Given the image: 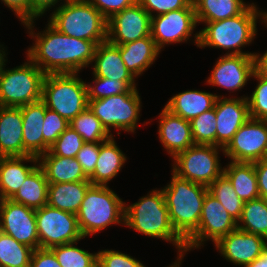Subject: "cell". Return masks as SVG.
I'll return each mask as SVG.
<instances>
[{
    "label": "cell",
    "mask_w": 267,
    "mask_h": 267,
    "mask_svg": "<svg viewBox=\"0 0 267 267\" xmlns=\"http://www.w3.org/2000/svg\"><path fill=\"white\" fill-rule=\"evenodd\" d=\"M34 21L23 24L28 29L29 37L35 39L26 53L45 74L80 73L93 64L97 47L95 42L62 34L49 22L44 31L35 33Z\"/></svg>",
    "instance_id": "cell-1"
},
{
    "label": "cell",
    "mask_w": 267,
    "mask_h": 267,
    "mask_svg": "<svg viewBox=\"0 0 267 267\" xmlns=\"http://www.w3.org/2000/svg\"><path fill=\"white\" fill-rule=\"evenodd\" d=\"M256 4L250 5L234 17L216 22H203L205 28L194 34V43L199 48L214 47L228 50L225 55H250L256 53L243 52L242 47L252 43L257 35V20L267 26V12L258 10Z\"/></svg>",
    "instance_id": "cell-2"
},
{
    "label": "cell",
    "mask_w": 267,
    "mask_h": 267,
    "mask_svg": "<svg viewBox=\"0 0 267 267\" xmlns=\"http://www.w3.org/2000/svg\"><path fill=\"white\" fill-rule=\"evenodd\" d=\"M124 225L147 237L172 243L178 251L177 260L185 257V240L172 226L162 189L152 190L134 204L125 203Z\"/></svg>",
    "instance_id": "cell-3"
},
{
    "label": "cell",
    "mask_w": 267,
    "mask_h": 267,
    "mask_svg": "<svg viewBox=\"0 0 267 267\" xmlns=\"http://www.w3.org/2000/svg\"><path fill=\"white\" fill-rule=\"evenodd\" d=\"M162 191L174 230L186 240L199 226L208 187L180 178L172 172Z\"/></svg>",
    "instance_id": "cell-4"
},
{
    "label": "cell",
    "mask_w": 267,
    "mask_h": 267,
    "mask_svg": "<svg viewBox=\"0 0 267 267\" xmlns=\"http://www.w3.org/2000/svg\"><path fill=\"white\" fill-rule=\"evenodd\" d=\"M49 17L60 33L95 42L107 41V19L88 0H64Z\"/></svg>",
    "instance_id": "cell-5"
},
{
    "label": "cell",
    "mask_w": 267,
    "mask_h": 267,
    "mask_svg": "<svg viewBox=\"0 0 267 267\" xmlns=\"http://www.w3.org/2000/svg\"><path fill=\"white\" fill-rule=\"evenodd\" d=\"M125 201L109 186L91 185L77 215L82 236L96 234L109 225L124 224Z\"/></svg>",
    "instance_id": "cell-6"
},
{
    "label": "cell",
    "mask_w": 267,
    "mask_h": 267,
    "mask_svg": "<svg viewBox=\"0 0 267 267\" xmlns=\"http://www.w3.org/2000/svg\"><path fill=\"white\" fill-rule=\"evenodd\" d=\"M78 73L46 74L42 101L46 108L71 121L88 107L87 85Z\"/></svg>",
    "instance_id": "cell-7"
},
{
    "label": "cell",
    "mask_w": 267,
    "mask_h": 267,
    "mask_svg": "<svg viewBox=\"0 0 267 267\" xmlns=\"http://www.w3.org/2000/svg\"><path fill=\"white\" fill-rule=\"evenodd\" d=\"M45 75L28 57L20 66L4 68L0 74V106L22 107L42 100Z\"/></svg>",
    "instance_id": "cell-8"
},
{
    "label": "cell",
    "mask_w": 267,
    "mask_h": 267,
    "mask_svg": "<svg viewBox=\"0 0 267 267\" xmlns=\"http://www.w3.org/2000/svg\"><path fill=\"white\" fill-rule=\"evenodd\" d=\"M137 88L128 92L97 100H88V107L111 134V128L135 133L141 111V98Z\"/></svg>",
    "instance_id": "cell-9"
},
{
    "label": "cell",
    "mask_w": 267,
    "mask_h": 267,
    "mask_svg": "<svg viewBox=\"0 0 267 267\" xmlns=\"http://www.w3.org/2000/svg\"><path fill=\"white\" fill-rule=\"evenodd\" d=\"M219 151L224 152V148L195 144L173 158L172 172L180 178L208 187L224 173Z\"/></svg>",
    "instance_id": "cell-10"
},
{
    "label": "cell",
    "mask_w": 267,
    "mask_h": 267,
    "mask_svg": "<svg viewBox=\"0 0 267 267\" xmlns=\"http://www.w3.org/2000/svg\"><path fill=\"white\" fill-rule=\"evenodd\" d=\"M40 248L79 242L82 236L77 215L51 207L48 204L35 211Z\"/></svg>",
    "instance_id": "cell-11"
},
{
    "label": "cell",
    "mask_w": 267,
    "mask_h": 267,
    "mask_svg": "<svg viewBox=\"0 0 267 267\" xmlns=\"http://www.w3.org/2000/svg\"><path fill=\"white\" fill-rule=\"evenodd\" d=\"M237 229V221L209 192L206 193L198 228L185 240L186 253L200 248L205 241L216 244L221 238Z\"/></svg>",
    "instance_id": "cell-12"
},
{
    "label": "cell",
    "mask_w": 267,
    "mask_h": 267,
    "mask_svg": "<svg viewBox=\"0 0 267 267\" xmlns=\"http://www.w3.org/2000/svg\"><path fill=\"white\" fill-rule=\"evenodd\" d=\"M234 162L254 163L267 158V120L249 118L224 148Z\"/></svg>",
    "instance_id": "cell-13"
},
{
    "label": "cell",
    "mask_w": 267,
    "mask_h": 267,
    "mask_svg": "<svg viewBox=\"0 0 267 267\" xmlns=\"http://www.w3.org/2000/svg\"><path fill=\"white\" fill-rule=\"evenodd\" d=\"M193 2L186 8L151 17L150 35L157 48L188 41L197 26Z\"/></svg>",
    "instance_id": "cell-14"
},
{
    "label": "cell",
    "mask_w": 267,
    "mask_h": 267,
    "mask_svg": "<svg viewBox=\"0 0 267 267\" xmlns=\"http://www.w3.org/2000/svg\"><path fill=\"white\" fill-rule=\"evenodd\" d=\"M35 211L11 199H3L0 207V231L34 250L40 248Z\"/></svg>",
    "instance_id": "cell-15"
},
{
    "label": "cell",
    "mask_w": 267,
    "mask_h": 267,
    "mask_svg": "<svg viewBox=\"0 0 267 267\" xmlns=\"http://www.w3.org/2000/svg\"><path fill=\"white\" fill-rule=\"evenodd\" d=\"M107 41L122 45L150 36V14L138 3L125 8L107 20Z\"/></svg>",
    "instance_id": "cell-16"
},
{
    "label": "cell",
    "mask_w": 267,
    "mask_h": 267,
    "mask_svg": "<svg viewBox=\"0 0 267 267\" xmlns=\"http://www.w3.org/2000/svg\"><path fill=\"white\" fill-rule=\"evenodd\" d=\"M255 70V56L224 54L216 61L206 82L233 92L242 89Z\"/></svg>",
    "instance_id": "cell-17"
},
{
    "label": "cell",
    "mask_w": 267,
    "mask_h": 267,
    "mask_svg": "<svg viewBox=\"0 0 267 267\" xmlns=\"http://www.w3.org/2000/svg\"><path fill=\"white\" fill-rule=\"evenodd\" d=\"M247 97H217L214 105L217 123L216 146L225 148L238 129L250 118Z\"/></svg>",
    "instance_id": "cell-18"
},
{
    "label": "cell",
    "mask_w": 267,
    "mask_h": 267,
    "mask_svg": "<svg viewBox=\"0 0 267 267\" xmlns=\"http://www.w3.org/2000/svg\"><path fill=\"white\" fill-rule=\"evenodd\" d=\"M266 245V238L238 228L214 244L221 256L225 257L224 259L243 267L259 257Z\"/></svg>",
    "instance_id": "cell-19"
},
{
    "label": "cell",
    "mask_w": 267,
    "mask_h": 267,
    "mask_svg": "<svg viewBox=\"0 0 267 267\" xmlns=\"http://www.w3.org/2000/svg\"><path fill=\"white\" fill-rule=\"evenodd\" d=\"M158 117V137L162 146L172 158L195 145L190 121L172 114L165 107Z\"/></svg>",
    "instance_id": "cell-20"
},
{
    "label": "cell",
    "mask_w": 267,
    "mask_h": 267,
    "mask_svg": "<svg viewBox=\"0 0 267 267\" xmlns=\"http://www.w3.org/2000/svg\"><path fill=\"white\" fill-rule=\"evenodd\" d=\"M23 119V156L39 158L49 151L43 141L45 103L40 100L21 107Z\"/></svg>",
    "instance_id": "cell-21"
},
{
    "label": "cell",
    "mask_w": 267,
    "mask_h": 267,
    "mask_svg": "<svg viewBox=\"0 0 267 267\" xmlns=\"http://www.w3.org/2000/svg\"><path fill=\"white\" fill-rule=\"evenodd\" d=\"M23 156L21 107L0 106V157Z\"/></svg>",
    "instance_id": "cell-22"
},
{
    "label": "cell",
    "mask_w": 267,
    "mask_h": 267,
    "mask_svg": "<svg viewBox=\"0 0 267 267\" xmlns=\"http://www.w3.org/2000/svg\"><path fill=\"white\" fill-rule=\"evenodd\" d=\"M26 161V162H25ZM34 163L25 165V163ZM39 165L34 156L0 157V193L3 199H11L27 176Z\"/></svg>",
    "instance_id": "cell-23"
},
{
    "label": "cell",
    "mask_w": 267,
    "mask_h": 267,
    "mask_svg": "<svg viewBox=\"0 0 267 267\" xmlns=\"http://www.w3.org/2000/svg\"><path fill=\"white\" fill-rule=\"evenodd\" d=\"M93 62V76L119 81H136L134 75L125 66L119 45H113L108 41L98 44Z\"/></svg>",
    "instance_id": "cell-24"
},
{
    "label": "cell",
    "mask_w": 267,
    "mask_h": 267,
    "mask_svg": "<svg viewBox=\"0 0 267 267\" xmlns=\"http://www.w3.org/2000/svg\"><path fill=\"white\" fill-rule=\"evenodd\" d=\"M217 97H224L206 91L187 90L169 99L165 108L172 114L191 121L203 112L214 108Z\"/></svg>",
    "instance_id": "cell-25"
},
{
    "label": "cell",
    "mask_w": 267,
    "mask_h": 267,
    "mask_svg": "<svg viewBox=\"0 0 267 267\" xmlns=\"http://www.w3.org/2000/svg\"><path fill=\"white\" fill-rule=\"evenodd\" d=\"M38 162L49 184L89 181L76 158L46 152L38 158Z\"/></svg>",
    "instance_id": "cell-26"
},
{
    "label": "cell",
    "mask_w": 267,
    "mask_h": 267,
    "mask_svg": "<svg viewBox=\"0 0 267 267\" xmlns=\"http://www.w3.org/2000/svg\"><path fill=\"white\" fill-rule=\"evenodd\" d=\"M126 68L135 78L141 76L157 59L160 50L150 36L119 45Z\"/></svg>",
    "instance_id": "cell-27"
},
{
    "label": "cell",
    "mask_w": 267,
    "mask_h": 267,
    "mask_svg": "<svg viewBox=\"0 0 267 267\" xmlns=\"http://www.w3.org/2000/svg\"><path fill=\"white\" fill-rule=\"evenodd\" d=\"M127 157L117 146L114 136L100 142L99 157L94 173L89 177L92 185L107 186L118 175Z\"/></svg>",
    "instance_id": "cell-28"
},
{
    "label": "cell",
    "mask_w": 267,
    "mask_h": 267,
    "mask_svg": "<svg viewBox=\"0 0 267 267\" xmlns=\"http://www.w3.org/2000/svg\"><path fill=\"white\" fill-rule=\"evenodd\" d=\"M90 181L54 183L48 185V202L51 207L77 214Z\"/></svg>",
    "instance_id": "cell-29"
},
{
    "label": "cell",
    "mask_w": 267,
    "mask_h": 267,
    "mask_svg": "<svg viewBox=\"0 0 267 267\" xmlns=\"http://www.w3.org/2000/svg\"><path fill=\"white\" fill-rule=\"evenodd\" d=\"M223 168V174L243 202L260 198L254 163L230 161Z\"/></svg>",
    "instance_id": "cell-30"
},
{
    "label": "cell",
    "mask_w": 267,
    "mask_h": 267,
    "mask_svg": "<svg viewBox=\"0 0 267 267\" xmlns=\"http://www.w3.org/2000/svg\"><path fill=\"white\" fill-rule=\"evenodd\" d=\"M48 181L42 168L38 165L25 179L17 193L11 198L16 203L37 210L47 205Z\"/></svg>",
    "instance_id": "cell-31"
},
{
    "label": "cell",
    "mask_w": 267,
    "mask_h": 267,
    "mask_svg": "<svg viewBox=\"0 0 267 267\" xmlns=\"http://www.w3.org/2000/svg\"><path fill=\"white\" fill-rule=\"evenodd\" d=\"M192 2L198 24L234 17L250 5L243 0H193Z\"/></svg>",
    "instance_id": "cell-32"
},
{
    "label": "cell",
    "mask_w": 267,
    "mask_h": 267,
    "mask_svg": "<svg viewBox=\"0 0 267 267\" xmlns=\"http://www.w3.org/2000/svg\"><path fill=\"white\" fill-rule=\"evenodd\" d=\"M237 228L267 239V200L257 198L244 202Z\"/></svg>",
    "instance_id": "cell-33"
},
{
    "label": "cell",
    "mask_w": 267,
    "mask_h": 267,
    "mask_svg": "<svg viewBox=\"0 0 267 267\" xmlns=\"http://www.w3.org/2000/svg\"><path fill=\"white\" fill-rule=\"evenodd\" d=\"M33 250L0 231V267H30Z\"/></svg>",
    "instance_id": "cell-34"
},
{
    "label": "cell",
    "mask_w": 267,
    "mask_h": 267,
    "mask_svg": "<svg viewBox=\"0 0 267 267\" xmlns=\"http://www.w3.org/2000/svg\"><path fill=\"white\" fill-rule=\"evenodd\" d=\"M69 126L74 129L87 143H100L108 140L110 135L102 126L101 121L87 107L69 122Z\"/></svg>",
    "instance_id": "cell-35"
},
{
    "label": "cell",
    "mask_w": 267,
    "mask_h": 267,
    "mask_svg": "<svg viewBox=\"0 0 267 267\" xmlns=\"http://www.w3.org/2000/svg\"><path fill=\"white\" fill-rule=\"evenodd\" d=\"M208 192L236 221L240 219L244 202L236 194L231 182L224 174L208 186Z\"/></svg>",
    "instance_id": "cell-36"
},
{
    "label": "cell",
    "mask_w": 267,
    "mask_h": 267,
    "mask_svg": "<svg viewBox=\"0 0 267 267\" xmlns=\"http://www.w3.org/2000/svg\"><path fill=\"white\" fill-rule=\"evenodd\" d=\"M76 244L78 242L63 244L52 247L50 250L61 267H97L98 254L78 248Z\"/></svg>",
    "instance_id": "cell-37"
},
{
    "label": "cell",
    "mask_w": 267,
    "mask_h": 267,
    "mask_svg": "<svg viewBox=\"0 0 267 267\" xmlns=\"http://www.w3.org/2000/svg\"><path fill=\"white\" fill-rule=\"evenodd\" d=\"M192 137L196 145L216 146V114L215 108L203 112L190 121Z\"/></svg>",
    "instance_id": "cell-38"
},
{
    "label": "cell",
    "mask_w": 267,
    "mask_h": 267,
    "mask_svg": "<svg viewBox=\"0 0 267 267\" xmlns=\"http://www.w3.org/2000/svg\"><path fill=\"white\" fill-rule=\"evenodd\" d=\"M92 83H86L88 100H97L113 95L128 92L131 88H137L135 81H119L105 77L93 76Z\"/></svg>",
    "instance_id": "cell-39"
},
{
    "label": "cell",
    "mask_w": 267,
    "mask_h": 267,
    "mask_svg": "<svg viewBox=\"0 0 267 267\" xmlns=\"http://www.w3.org/2000/svg\"><path fill=\"white\" fill-rule=\"evenodd\" d=\"M252 77L257 79V86L252 94L247 97L250 118L267 120V76L257 70Z\"/></svg>",
    "instance_id": "cell-40"
},
{
    "label": "cell",
    "mask_w": 267,
    "mask_h": 267,
    "mask_svg": "<svg viewBox=\"0 0 267 267\" xmlns=\"http://www.w3.org/2000/svg\"><path fill=\"white\" fill-rule=\"evenodd\" d=\"M84 143L83 138L69 126L51 145L48 152L56 156L75 158Z\"/></svg>",
    "instance_id": "cell-41"
},
{
    "label": "cell",
    "mask_w": 267,
    "mask_h": 267,
    "mask_svg": "<svg viewBox=\"0 0 267 267\" xmlns=\"http://www.w3.org/2000/svg\"><path fill=\"white\" fill-rule=\"evenodd\" d=\"M69 127V121L61 117L57 112L46 108L43 124V141L51 147L58 137Z\"/></svg>",
    "instance_id": "cell-42"
},
{
    "label": "cell",
    "mask_w": 267,
    "mask_h": 267,
    "mask_svg": "<svg viewBox=\"0 0 267 267\" xmlns=\"http://www.w3.org/2000/svg\"><path fill=\"white\" fill-rule=\"evenodd\" d=\"M97 267H145L139 260L116 250H101L97 252Z\"/></svg>",
    "instance_id": "cell-43"
},
{
    "label": "cell",
    "mask_w": 267,
    "mask_h": 267,
    "mask_svg": "<svg viewBox=\"0 0 267 267\" xmlns=\"http://www.w3.org/2000/svg\"><path fill=\"white\" fill-rule=\"evenodd\" d=\"M192 1L193 0H137V2L150 14V17L186 8Z\"/></svg>",
    "instance_id": "cell-44"
},
{
    "label": "cell",
    "mask_w": 267,
    "mask_h": 267,
    "mask_svg": "<svg viewBox=\"0 0 267 267\" xmlns=\"http://www.w3.org/2000/svg\"><path fill=\"white\" fill-rule=\"evenodd\" d=\"M99 151L100 143L85 142L75 157L88 178L94 173Z\"/></svg>",
    "instance_id": "cell-45"
},
{
    "label": "cell",
    "mask_w": 267,
    "mask_h": 267,
    "mask_svg": "<svg viewBox=\"0 0 267 267\" xmlns=\"http://www.w3.org/2000/svg\"><path fill=\"white\" fill-rule=\"evenodd\" d=\"M108 20L116 13L132 6L137 0H88Z\"/></svg>",
    "instance_id": "cell-46"
},
{
    "label": "cell",
    "mask_w": 267,
    "mask_h": 267,
    "mask_svg": "<svg viewBox=\"0 0 267 267\" xmlns=\"http://www.w3.org/2000/svg\"><path fill=\"white\" fill-rule=\"evenodd\" d=\"M30 267H61L50 249L37 248L33 250Z\"/></svg>",
    "instance_id": "cell-47"
},
{
    "label": "cell",
    "mask_w": 267,
    "mask_h": 267,
    "mask_svg": "<svg viewBox=\"0 0 267 267\" xmlns=\"http://www.w3.org/2000/svg\"><path fill=\"white\" fill-rule=\"evenodd\" d=\"M19 18L22 24L31 21V0H1Z\"/></svg>",
    "instance_id": "cell-48"
},
{
    "label": "cell",
    "mask_w": 267,
    "mask_h": 267,
    "mask_svg": "<svg viewBox=\"0 0 267 267\" xmlns=\"http://www.w3.org/2000/svg\"><path fill=\"white\" fill-rule=\"evenodd\" d=\"M260 198L267 200V158L254 162Z\"/></svg>",
    "instance_id": "cell-49"
},
{
    "label": "cell",
    "mask_w": 267,
    "mask_h": 267,
    "mask_svg": "<svg viewBox=\"0 0 267 267\" xmlns=\"http://www.w3.org/2000/svg\"><path fill=\"white\" fill-rule=\"evenodd\" d=\"M59 1L63 0H31V21L43 16L47 12V9L49 11Z\"/></svg>",
    "instance_id": "cell-50"
},
{
    "label": "cell",
    "mask_w": 267,
    "mask_h": 267,
    "mask_svg": "<svg viewBox=\"0 0 267 267\" xmlns=\"http://www.w3.org/2000/svg\"><path fill=\"white\" fill-rule=\"evenodd\" d=\"M265 27L267 26L265 25ZM255 60H256V70L260 74L267 76V50L262 55L256 53Z\"/></svg>",
    "instance_id": "cell-51"
},
{
    "label": "cell",
    "mask_w": 267,
    "mask_h": 267,
    "mask_svg": "<svg viewBox=\"0 0 267 267\" xmlns=\"http://www.w3.org/2000/svg\"><path fill=\"white\" fill-rule=\"evenodd\" d=\"M244 267H267V245L262 250V253L252 263Z\"/></svg>",
    "instance_id": "cell-52"
},
{
    "label": "cell",
    "mask_w": 267,
    "mask_h": 267,
    "mask_svg": "<svg viewBox=\"0 0 267 267\" xmlns=\"http://www.w3.org/2000/svg\"><path fill=\"white\" fill-rule=\"evenodd\" d=\"M2 48V49H1ZM4 45L0 44V74L3 71V69L5 68V62H7V57H6V49H4Z\"/></svg>",
    "instance_id": "cell-53"
},
{
    "label": "cell",
    "mask_w": 267,
    "mask_h": 267,
    "mask_svg": "<svg viewBox=\"0 0 267 267\" xmlns=\"http://www.w3.org/2000/svg\"><path fill=\"white\" fill-rule=\"evenodd\" d=\"M181 262L182 261H180V260H175V262L172 265H170L169 267H180Z\"/></svg>",
    "instance_id": "cell-54"
},
{
    "label": "cell",
    "mask_w": 267,
    "mask_h": 267,
    "mask_svg": "<svg viewBox=\"0 0 267 267\" xmlns=\"http://www.w3.org/2000/svg\"><path fill=\"white\" fill-rule=\"evenodd\" d=\"M2 201H3V198H2L1 193H0V207H1Z\"/></svg>",
    "instance_id": "cell-55"
}]
</instances>
